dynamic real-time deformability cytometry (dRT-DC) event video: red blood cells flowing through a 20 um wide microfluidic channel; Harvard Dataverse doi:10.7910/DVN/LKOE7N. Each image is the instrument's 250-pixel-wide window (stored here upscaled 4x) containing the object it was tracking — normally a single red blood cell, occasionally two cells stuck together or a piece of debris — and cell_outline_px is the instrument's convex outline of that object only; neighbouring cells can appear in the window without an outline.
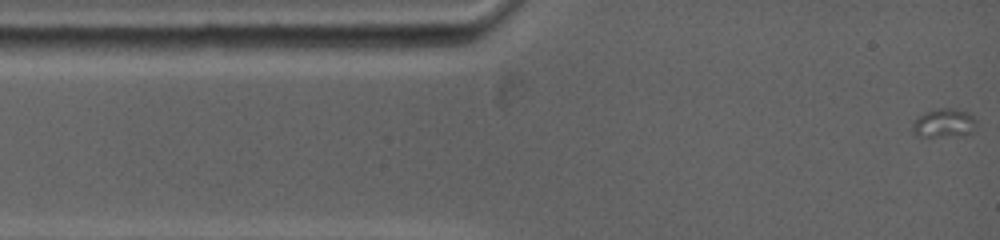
{"species": "common noctule bat (a hibernating species)", "species_latin": "Nyctalus noctula", "temperature_condition": "warm", "stored_images_in_passage": 11, "camera_frame_rate_fps": 5000, "um_per_image_px": 0.085, "animal": {"sex": "female", "body_mass_g": 19.0, "forearm_length_mm": 53.3}, "frame": {"image": 1, "passage_image": 1, "time_ms": 0.0, "image_size_px": [1000, 240], "cell_outline_px": [[976, 120], [972, 132], [960, 136], [916, 136], [912, 132], [912, 120], [936, 108], [952, 108], [968, 112]], "centroid_in_image_um": [80.21, 10.47], "position_along_channel_um": 4.8, "area_um2": 10.69}}